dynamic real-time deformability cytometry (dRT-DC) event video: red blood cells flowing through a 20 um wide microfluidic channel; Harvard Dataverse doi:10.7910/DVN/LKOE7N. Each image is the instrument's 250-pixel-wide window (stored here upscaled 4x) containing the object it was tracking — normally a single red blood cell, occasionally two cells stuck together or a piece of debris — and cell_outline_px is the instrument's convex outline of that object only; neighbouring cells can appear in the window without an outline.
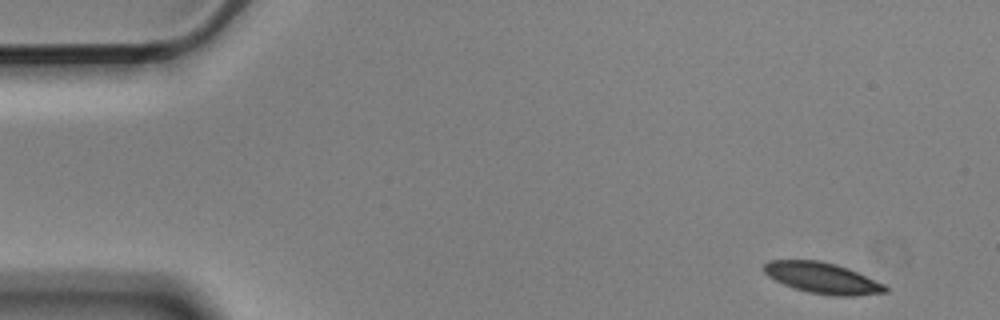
{"species": "Egyptian fruit bat (a non-hibernating species)", "species_latin": "Rousettus aegyptiacus", "temperature_condition": "cold", "stored_images_in_passage": 14, "camera_frame_rate_fps": 3000, "um_per_image_px": 0.085, "animal": {"sex": "male"}, "frame": {"image": 1, "passage_image": 1, "time_ms": 0.0, "image_size_px": [1000, 320], "cell_outline_px": [[888, 292], [856, 296], [832, 296], [808, 292], [784, 284], [768, 276], [760, 268], [768, 260], [820, 260], [836, 264], [848, 268], [884, 284], [888, 288]], "centroid_in_image_um": [69.89, 23.63], "position_along_channel_um": 15.1, "area_um2": 21.96}}
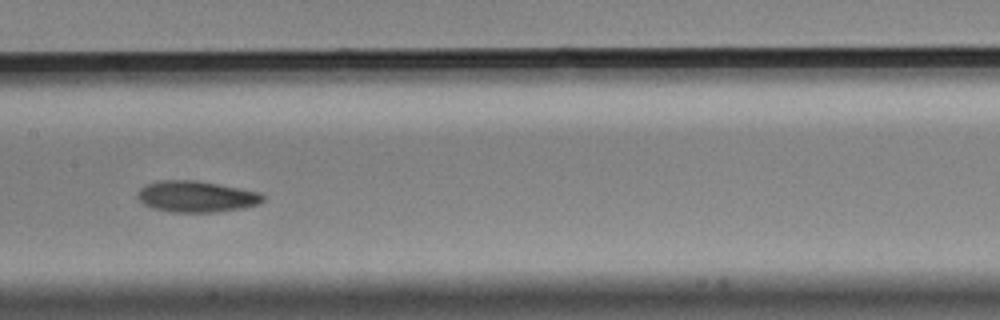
{"frame": {"image": 2, "passage_image": 7, "time_ms": 2.0, "image_size_px": [1000, 320], "cell_outline_px": [[264, 200], [260, 204], [244, 208], [212, 212], [172, 212], [152, 208], [144, 204], [136, 196], [140, 188], [144, 184], [160, 180], [196, 180], [260, 192], [264, 196]], "centroid_in_image_um": [16.68, 16.7], "position_along_channel_um": 190.7, "area_um2": 22.89}}
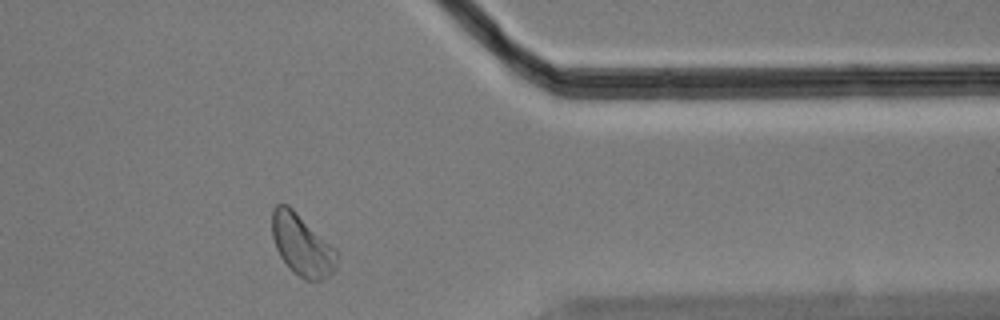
{"frame": {"image": 3, "passage_image": 12, "time_ms": 3.667, "image_size_px": [1000, 320], "cell_outline_px": [[340, 256], [332, 272], [328, 276], [320, 280], [304, 280], [292, 272], [288, 268], [280, 256], [276, 248], [272, 236], [272, 208], [276, 204], [288, 204], [336, 248]], "centroid_in_image_um": [25.67, 20.83], "position_along_channel_um": 385.7, "area_um2": 23.47}}